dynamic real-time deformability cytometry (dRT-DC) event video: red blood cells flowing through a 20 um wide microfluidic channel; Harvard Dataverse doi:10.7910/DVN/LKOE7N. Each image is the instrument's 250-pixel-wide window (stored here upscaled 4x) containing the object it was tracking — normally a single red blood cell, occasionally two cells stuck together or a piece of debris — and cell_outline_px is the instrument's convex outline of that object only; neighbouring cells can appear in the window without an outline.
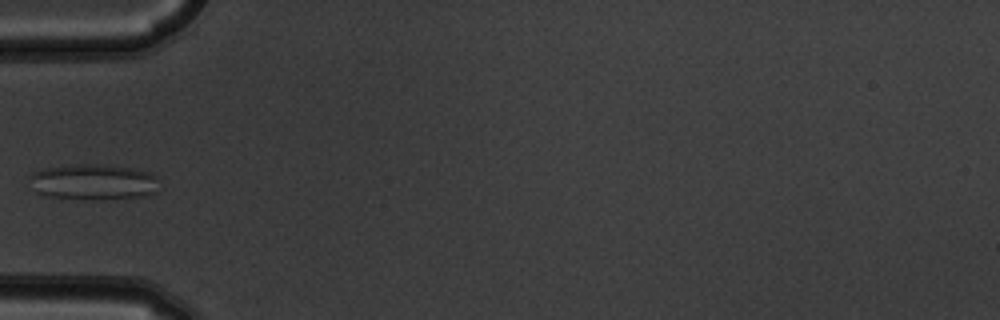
{"species": "common noctule bat (a hibernating species)", "species_latin": "Nyctalus noctula", "temperature_condition": "warm", "stored_images_in_passage": 5, "camera_frame_rate_fps": 3000, "um_per_image_px": 0.085, "animal": {"sex": "male", "body_mass_g": 19.5, "forearm_length_mm": 54.6}, "frame": {"image": 1, "passage_image": 4, "time_ms": 1.0, "image_size_px": [1000, 320], "cell_outline_px": [[156, 192], [144, 196], [52, 196], [36, 192], [28, 176], [32, 172], [40, 168], [72, 164], [100, 164], [136, 168], [152, 172], [156, 176]], "centroid_in_image_um": [7.91, 15.37], "position_along_channel_um": 77.1, "area_um2": 25.89}}
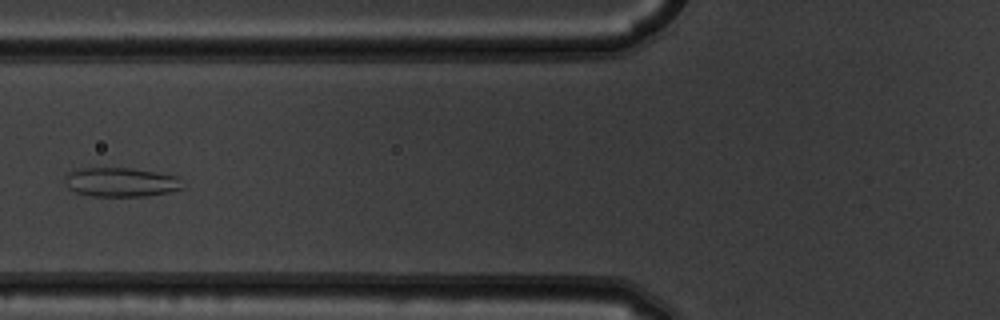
{"frame": {"image": 2, "passage_image": 5, "time_ms": 1.333, "image_size_px": [1000, 320], "cell_outline_px": [[184, 188], [168, 192], [148, 196], [92, 196], [76, 192], [68, 188], [64, 180], [68, 172], [80, 168], [132, 168], [180, 176]], "centroid_in_image_um": [10.3, 15.48], "position_along_channel_um": 115.5, "area_um2": 20.17}}